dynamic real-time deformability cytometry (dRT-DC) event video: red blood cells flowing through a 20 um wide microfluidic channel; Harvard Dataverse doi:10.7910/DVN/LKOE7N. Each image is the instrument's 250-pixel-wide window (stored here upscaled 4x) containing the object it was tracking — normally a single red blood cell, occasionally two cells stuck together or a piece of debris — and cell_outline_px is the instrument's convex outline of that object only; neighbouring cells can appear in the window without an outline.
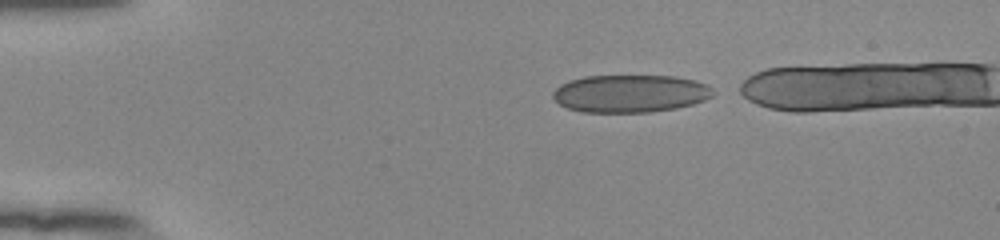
{"species": "human", "species_latin": "Homo sapiens", "temperature_condition": "room temperature", "stored_images_in_passage": 38, "camera_frame_rate_fps": 3000, "um_per_image_px": 0.085, "donor": {"sex": "female"}, "frame": {"image": 1, "passage_image": 1, "time_ms": 0.0, "image_size_px": [1000, 240], "cell_outline_px": [[716, 92], [712, 96], [704, 100], [692, 104], [676, 108], [648, 112], [584, 112], [568, 108], [560, 104], [552, 96], [552, 92], [560, 84], [568, 80], [584, 76], [676, 76], [696, 80], [708, 84]], "centroid_in_image_um": [53.59, 7.94], "position_along_channel_um": 31.4, "area_um2": 35.32}}
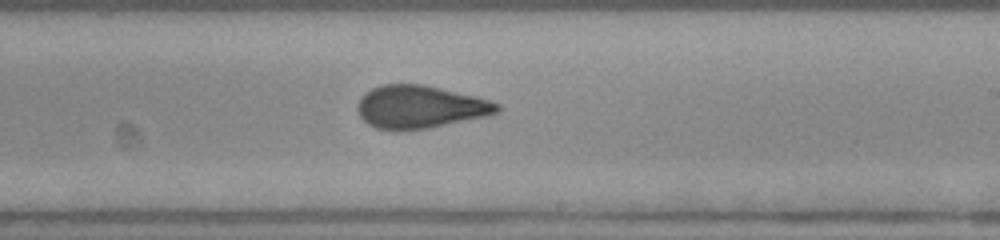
{"frame": {"image": 2, "passage_image": 23, "time_ms": 7.333, "image_size_px": [1000, 240], "cell_outline_px": [[500, 112], [488, 116], [428, 128], [400, 132], [392, 132], [376, 128], [368, 124], [360, 116], [356, 108], [360, 96], [372, 88], [380, 84], [424, 84], [476, 96], [500, 104]], "centroid_in_image_um": [35.68, 9.1], "position_along_channel_um": 253.3, "area_um2": 35.43}}
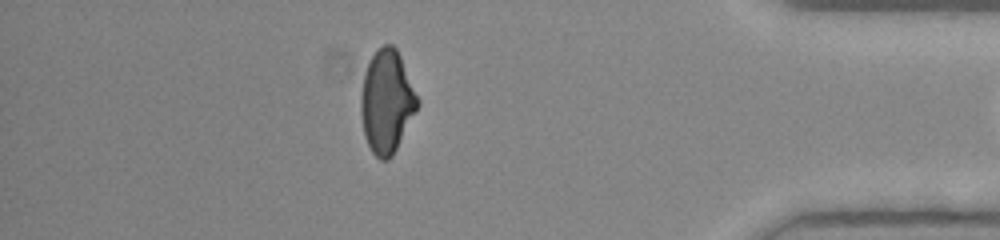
{"frame": {"image": 3, "passage_image": 37, "time_ms": 12.0, "image_size_px": [1000, 240], "cell_outline_px": [[420, 104], [392, 156], [388, 160], [380, 160], [372, 152], [364, 136], [360, 112], [360, 92], [364, 72], [368, 60], [384, 44], [392, 44], [396, 48], [400, 56], [420, 100]], "centroid_in_image_um": [32.86, 8.63], "position_along_channel_um": 402.3, "area_um2": 34.1}}